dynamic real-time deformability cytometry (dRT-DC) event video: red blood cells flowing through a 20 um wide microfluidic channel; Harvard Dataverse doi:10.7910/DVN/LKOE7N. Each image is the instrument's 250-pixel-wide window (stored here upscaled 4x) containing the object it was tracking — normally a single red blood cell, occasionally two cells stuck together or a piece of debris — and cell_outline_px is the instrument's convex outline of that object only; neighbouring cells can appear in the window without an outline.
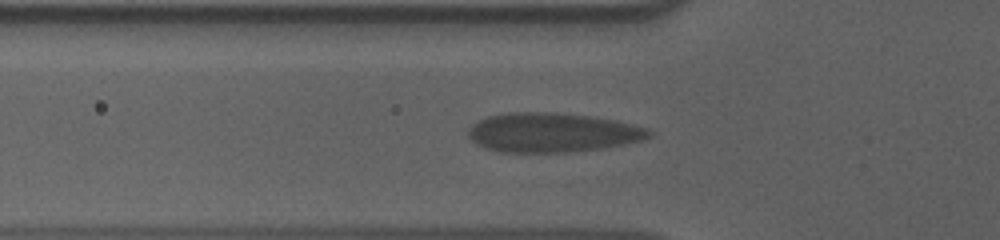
{"species": "human", "species_latin": "Homo sapiens", "temperature_condition": "cold", "stored_images_in_passage": 39, "camera_frame_rate_fps": 3000, "um_per_image_px": 0.085, "donor": {"sex": "male"}, "frame": {"image": 1, "passage_image": 3, "time_ms": 0.667, "image_size_px": [1000, 240], "cell_outline_px": [[652, 136], [644, 140], [624, 144], [600, 148], [572, 152], [500, 152], [476, 144], [468, 136], [468, 128], [472, 124], [488, 116], [504, 112], [556, 112], [588, 116], [616, 120], [648, 128], [652, 132]], "centroid_in_image_um": [46.95, 11.26], "position_along_channel_um": 78.9, "area_um2": 41.56}}
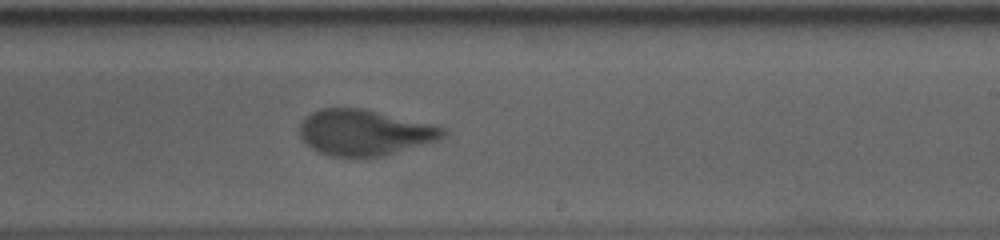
{"frame": {"image": 2, "passage_image": 18, "time_ms": 5.667, "image_size_px": [1000, 240], "cell_outline_px": [[448, 132], [440, 140], [384, 156], [332, 156], [320, 152], [312, 148], [300, 136], [300, 124], [312, 112], [320, 108], [360, 108], [432, 124], [444, 128]], "centroid_in_image_um": [31.02, 11.27], "position_along_channel_um": 258.0, "area_um2": 37.86}}
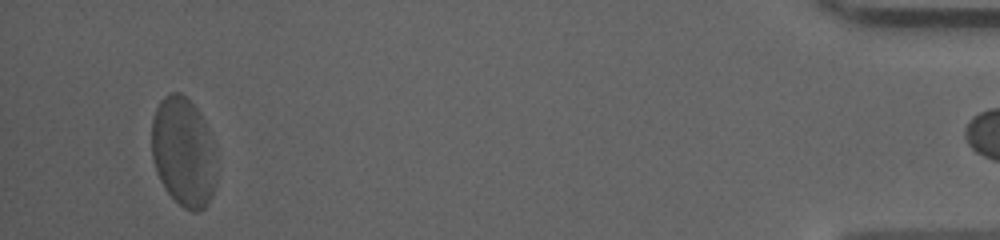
{"frame": {"image": 3, "passage_image": 38, "time_ms": 12.333, "image_size_px": [1000, 240], "cell_outline_px": [[216, 184], [208, 204], [204, 208], [196, 212], [184, 208], [164, 188], [156, 172], [152, 160], [152, 120], [156, 108], [160, 100], [168, 92], [180, 92], [200, 112], [208, 128], [212, 148]], "centroid_in_image_um": [15.56, 12.91], "position_along_channel_um": 419.6, "area_um2": 41.04}}